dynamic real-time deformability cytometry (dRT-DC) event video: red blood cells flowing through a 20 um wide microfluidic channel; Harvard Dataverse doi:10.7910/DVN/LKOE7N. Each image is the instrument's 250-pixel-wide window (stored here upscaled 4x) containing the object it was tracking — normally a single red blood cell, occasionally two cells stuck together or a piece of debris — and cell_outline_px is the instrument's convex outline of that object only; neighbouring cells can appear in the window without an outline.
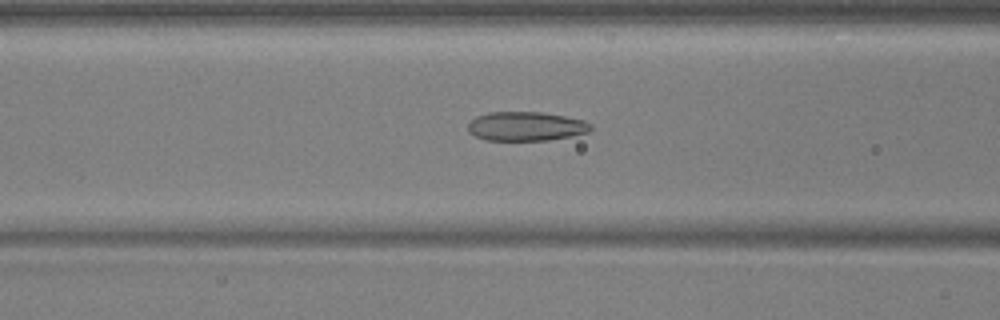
{"species": "common noctule bat (a hibernating species)", "species_latin": "Nyctalus noctula", "temperature_condition": "warm", "stored_images_in_passage": 32, "camera_frame_rate_fps": 3000, "um_per_image_px": 0.085, "animal": {"sex": "male", "body_mass_g": 17.9, "forearm_length_mm": 54.2}, "frame": {"image": 1, "passage_image": 12, "time_ms": 3.667, "image_size_px": [1000, 320], "cell_outline_px": [[592, 128], [588, 132], [572, 136], [548, 140], [488, 140], [476, 136], [468, 132], [468, 124], [476, 116], [488, 112], [540, 112], [564, 116], [584, 120], [592, 124]], "centroid_in_image_um": [44.72, 10.73], "position_along_channel_um": 121.9, "area_um2": 20.81}}
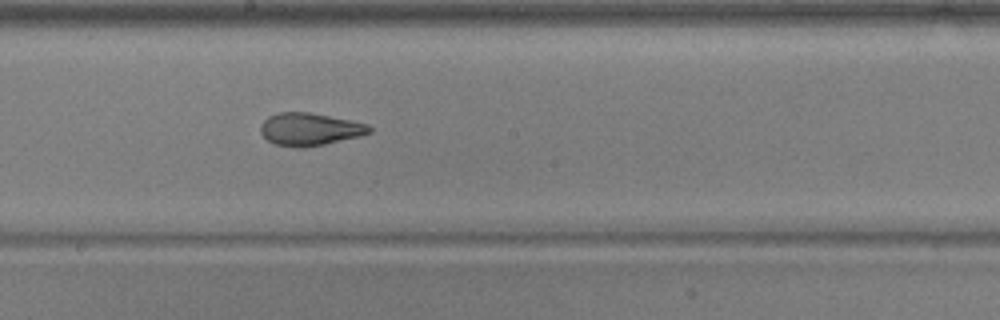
{"frame": {"image": 2, "passage_image": 20, "time_ms": 6.333, "image_size_px": [1000, 320], "cell_outline_px": [[372, 132], [360, 136], [324, 144], [304, 148], [300, 148], [276, 144], [268, 140], [260, 132], [260, 124], [268, 116], [280, 112], [308, 112], [352, 120], [368, 124], [372, 128]], "centroid_in_image_um": [26.34, 10.98], "position_along_channel_um": 221.9, "area_um2": 20.69}}
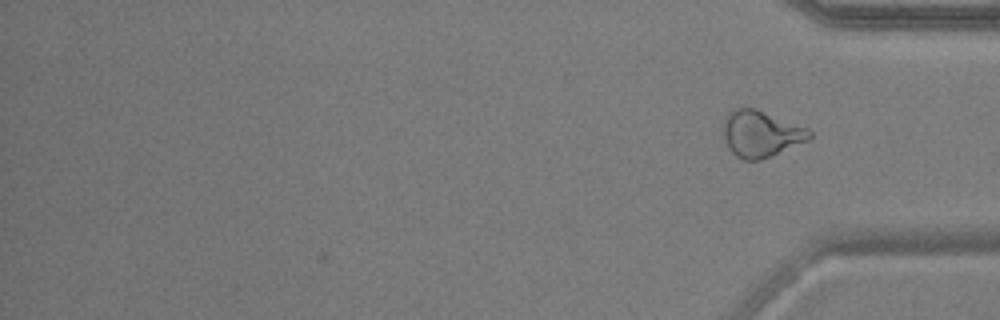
{"frame": {"image": 3, "passage_image": 32, "time_ms": 10.333, "image_size_px": [1000, 320], "cell_outline_px": [[812, 136], [808, 140], [760, 160], [744, 160], [736, 156], [728, 148], [724, 136], [724, 116], [728, 112], [736, 108], [756, 108], [808, 128], [812, 132]], "centroid_in_image_um": [64.66, 11.36], "position_along_channel_um": 370.5, "area_um2": 23.18}, "authors_computed_cell_mechanics": {"area_um2": 20.8658, "velocity_mm_per_s": 3.7462, "shape_relaxation_time_tau1_ms": 9.8256, "shape_relaxation_time_tau2_ms": 1.366, "deformation_change_tau1": 0.2484, "deformation_change_tau2": 0.0878}}